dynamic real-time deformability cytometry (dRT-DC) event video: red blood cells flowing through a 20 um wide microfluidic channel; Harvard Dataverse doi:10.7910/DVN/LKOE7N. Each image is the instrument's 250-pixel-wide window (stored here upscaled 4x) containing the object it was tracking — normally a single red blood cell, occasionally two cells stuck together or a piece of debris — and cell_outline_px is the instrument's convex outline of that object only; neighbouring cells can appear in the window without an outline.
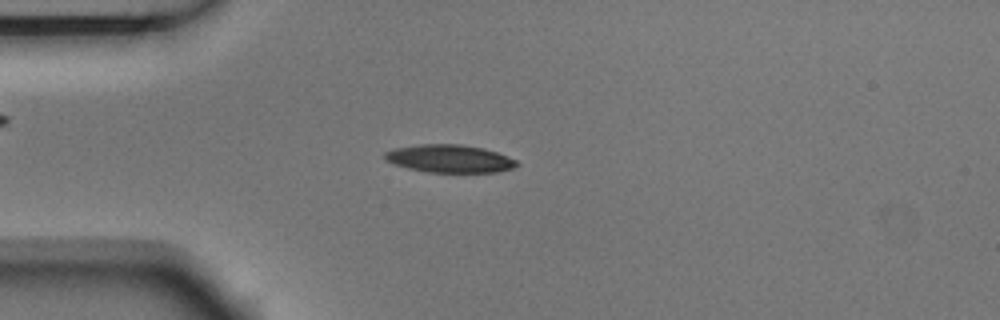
{"species": "Egyptian fruit bat (a non-hibernating species)", "species_latin": "Rousettus aegyptiacus", "temperature_condition": "room temperature", "stored_images_in_passage": 5, "camera_frame_rate_fps": 3000, "um_per_image_px": 0.085, "animal": {"sex": "male"}, "frame": {"image": 1, "passage_image": 4, "time_ms": 1.0, "image_size_px": [1000, 320], "cell_outline_px": [[520, 164], [512, 168], [496, 172], [428, 172], [408, 168], [384, 160], [384, 152], [396, 148], [420, 144], [460, 144], [484, 148], [496, 152], [516, 160]], "centroid_in_image_um": [38.21, 13.48], "position_along_channel_um": 46.8, "area_um2": 21.27}}